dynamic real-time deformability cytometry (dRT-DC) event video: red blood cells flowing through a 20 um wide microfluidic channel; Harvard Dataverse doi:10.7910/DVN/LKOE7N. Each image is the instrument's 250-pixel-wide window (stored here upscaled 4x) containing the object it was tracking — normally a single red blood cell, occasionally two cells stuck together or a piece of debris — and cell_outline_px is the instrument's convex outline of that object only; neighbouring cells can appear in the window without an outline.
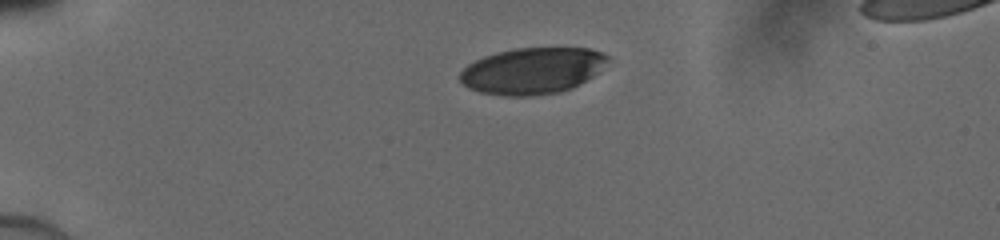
{"species": "human", "species_latin": "Homo sapiens", "temperature_condition": "cold", "stored_images_in_passage": 33, "camera_frame_rate_fps": 3000, "um_per_image_px": 0.085, "donor": {"sex": "male"}, "frame": {"image": 1, "passage_image": 1, "time_ms": 0.0, "image_size_px": [1000, 240], "cell_outline_px": [[608, 60], [592, 76], [572, 88], [560, 92], [532, 96], [504, 96], [480, 92], [468, 88], [460, 80], [460, 72], [468, 64], [484, 56], [516, 48], [588, 48], [604, 52], [608, 56]], "centroid_in_image_um": [45.24, 6.02], "position_along_channel_um": 39.8, "area_um2": 39.71}}
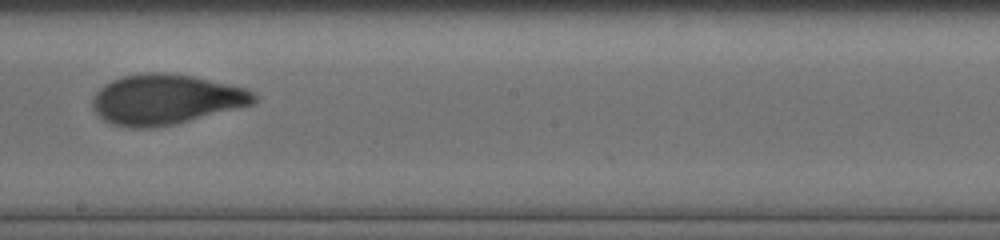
{"frame": {"image": 2, "passage_image": 19, "time_ms": 6.0, "image_size_px": [1000, 240], "cell_outline_px": [[260, 96], [256, 104], [176, 124], [148, 128], [128, 128], [112, 124], [104, 120], [92, 108], [92, 96], [104, 84], [112, 80], [124, 76], [144, 72], [168, 72], [192, 76], [244, 88], [256, 92]], "centroid_in_image_um": [14.12, 8.45], "position_along_channel_um": 234.1, "area_um2": 47.63}}
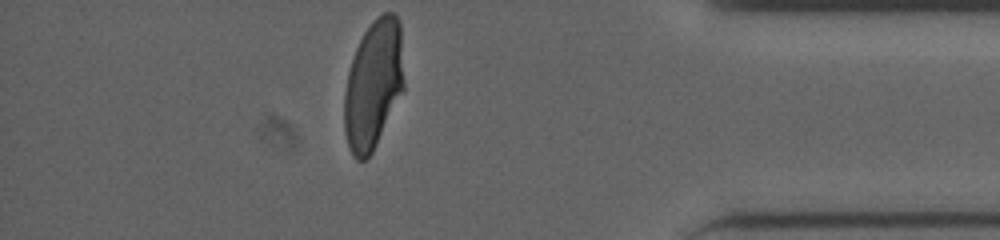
{"frame": {"image": 3, "passage_image": 33, "time_ms": 10.667, "image_size_px": [1000, 240], "cell_outline_px": [[404, 88], [372, 152], [364, 160], [356, 160], [352, 156], [344, 132], [344, 92], [348, 72], [356, 48], [364, 32], [384, 12], [392, 12], [400, 20], [404, 80]], "centroid_in_image_um": [31.73, 7.2], "position_along_channel_um": 403.5, "area_um2": 44.51}}